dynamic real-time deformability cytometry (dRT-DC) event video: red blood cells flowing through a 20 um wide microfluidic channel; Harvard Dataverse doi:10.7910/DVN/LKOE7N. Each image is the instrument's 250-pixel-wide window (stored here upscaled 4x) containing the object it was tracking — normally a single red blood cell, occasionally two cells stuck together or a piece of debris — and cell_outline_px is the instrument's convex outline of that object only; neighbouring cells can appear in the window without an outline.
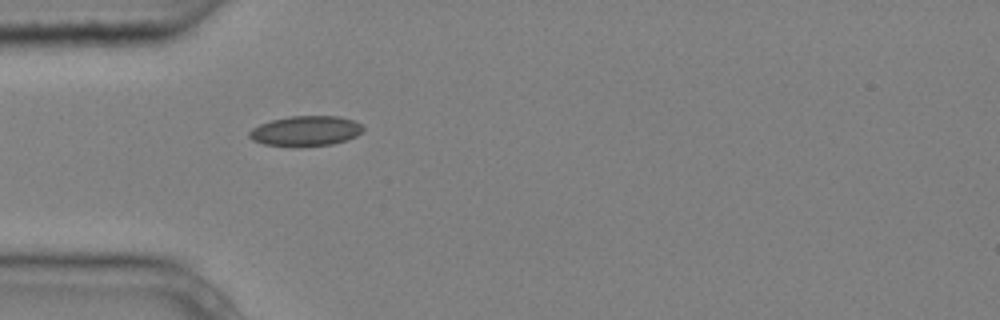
{"species": "common noctule bat (a hibernating species)", "species_latin": "Nyctalus noctula", "temperature_condition": "cold", "stored_images_in_passage": 4, "camera_frame_rate_fps": 3000, "um_per_image_px": 0.085, "animal": {"sex": "male", "body_mass_g": 20.4}, "frame": {"image": 1, "passage_image": 4, "time_ms": 1.0, "image_size_px": [1000, 320], "cell_outline_px": [[364, 128], [356, 136], [332, 144], [300, 148], [264, 144], [252, 140], [248, 136], [248, 132], [252, 128], [260, 124], [272, 120], [288, 116], [340, 116], [352, 120], [360, 124]], "centroid_in_image_um": [25.94, 11.15], "position_along_channel_um": 59.1, "area_um2": 20.17}}